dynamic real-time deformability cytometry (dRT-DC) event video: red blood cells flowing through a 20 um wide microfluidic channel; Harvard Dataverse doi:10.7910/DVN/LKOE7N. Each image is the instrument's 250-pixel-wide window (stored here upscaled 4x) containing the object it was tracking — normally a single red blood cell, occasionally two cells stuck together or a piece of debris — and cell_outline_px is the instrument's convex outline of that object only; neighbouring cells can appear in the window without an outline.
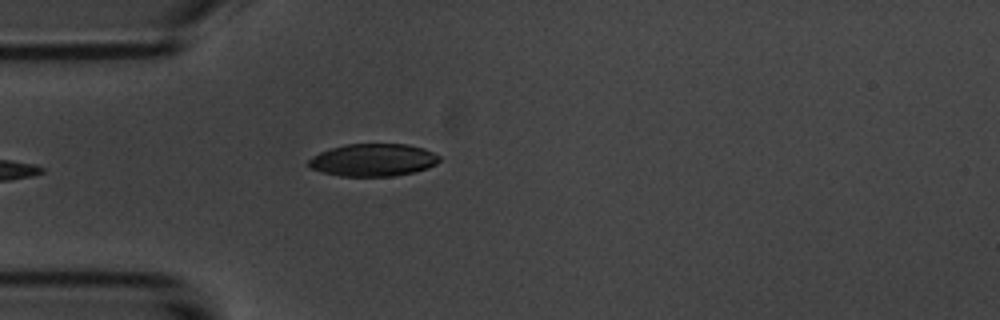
{"species": "common noctule bat (a hibernating species)", "species_latin": "Nyctalus noctula", "temperature_condition": "room temperature", "stored_images_in_passage": 4, "camera_frame_rate_fps": 3000, "um_per_image_px": 0.085, "animal": {"sex": "male", "body_mass_g": 20.1, "forearm_length_mm": 53.5}, "frame": {"image": 1, "passage_image": 4, "time_ms": 3.667, "image_size_px": [1000, 320], "cell_outline_px": [[440, 160], [436, 164], [428, 168], [416, 172], [396, 176], [340, 176], [320, 172], [308, 168], [308, 160], [312, 156], [320, 152], [344, 144], [408, 144], [424, 148], [440, 156]], "centroid_in_image_um": [31.71, 13.61], "position_along_channel_um": 53.3, "area_um2": 25.09}}